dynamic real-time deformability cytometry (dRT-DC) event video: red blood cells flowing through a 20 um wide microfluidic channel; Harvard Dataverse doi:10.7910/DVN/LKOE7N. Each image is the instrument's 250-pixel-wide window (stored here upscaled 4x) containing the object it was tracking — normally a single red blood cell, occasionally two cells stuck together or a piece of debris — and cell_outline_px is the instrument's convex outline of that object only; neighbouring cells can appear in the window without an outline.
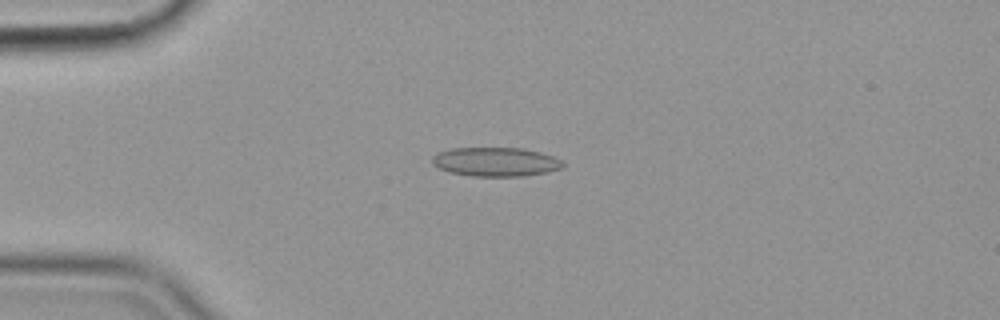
{"species": "common noctule bat (a hibernating species)", "species_latin": "Nyctalus noctula", "temperature_condition": "cold", "stored_images_in_passage": 50, "camera_frame_rate_fps": 3000, "um_per_image_px": 0.085, "animal": {"sex": "female", "body_mass_g": 19.9}, "frame": {"image": 1, "passage_image": 8, "time_ms": 2.333, "image_size_px": [1000, 320], "cell_outline_px": [[564, 168], [524, 176], [472, 176], [448, 172], [432, 164], [432, 156], [436, 152], [452, 148], [524, 148], [540, 152], [552, 156], [560, 160], [564, 164]], "centroid_in_image_um": [42.1, 13.75], "position_along_channel_um": 42.9, "area_um2": 22.14}}
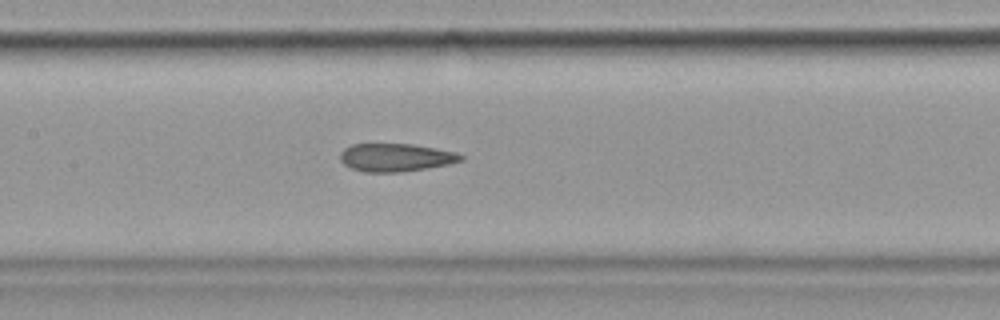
{"frame": {"image": 2, "passage_image": 21, "time_ms": 6.667, "image_size_px": [1000, 320], "cell_outline_px": [[464, 160], [448, 164], [400, 172], [364, 172], [352, 168], [344, 164], [340, 160], [340, 152], [344, 148], [352, 144], [412, 144], [436, 148], [456, 152], [464, 156]], "centroid_in_image_um": [33.63, 13.38], "position_along_channel_um": 173.8, "area_um2": 19.65}}
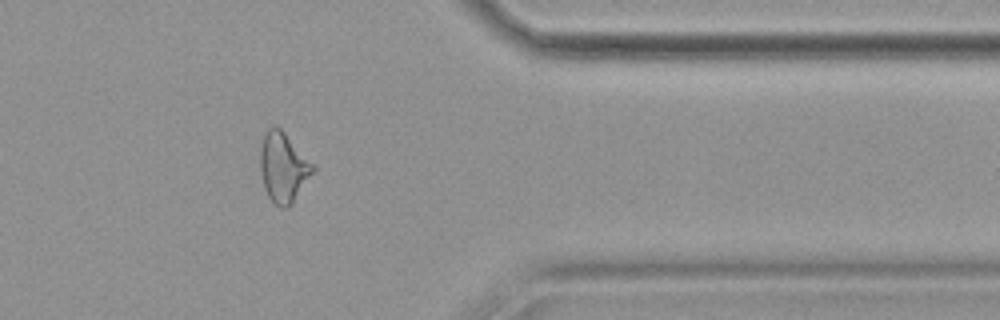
{"frame": {"image": 3, "passage_image": 40, "time_ms": 13.0, "image_size_px": [1000, 320], "cell_outline_px": [[316, 168], [292, 204], [288, 208], [280, 208], [268, 196], [264, 188], [260, 172], [260, 148], [264, 136], [268, 128], [276, 124], [284, 132]], "centroid_in_image_um": [24.06, 14.24], "position_along_channel_um": 387.3, "area_um2": 21.21}, "authors_computed_cell_mechanics": {"area_um2": 21.0103, "velocity_mm_per_s": 3.5913, "shape_relaxation_time_tau1_ms": null, "shape_relaxation_time_tau2_ms": 2.4153, "deformation_change_tau1": null, "deformation_change_tau2": 0.1238}}